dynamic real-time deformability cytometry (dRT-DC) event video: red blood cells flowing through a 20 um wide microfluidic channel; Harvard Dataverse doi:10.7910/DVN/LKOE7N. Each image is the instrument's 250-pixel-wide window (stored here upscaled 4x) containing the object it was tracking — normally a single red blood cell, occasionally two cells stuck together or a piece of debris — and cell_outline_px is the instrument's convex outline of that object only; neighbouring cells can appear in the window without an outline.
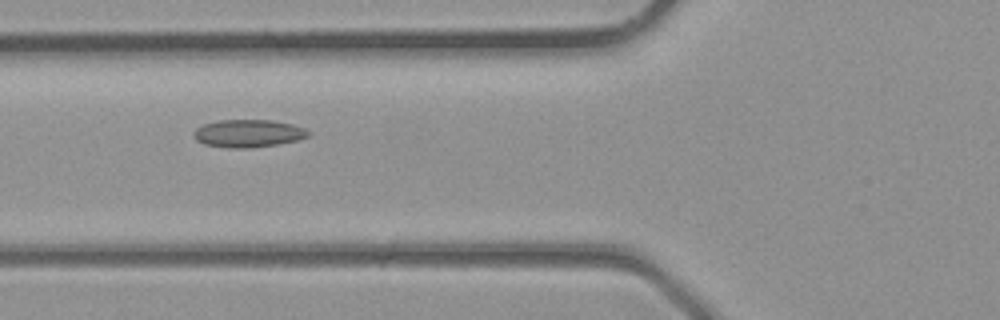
{"species": "common noctule bat (a hibernating species)", "species_latin": "Nyctalus noctula", "temperature_condition": "room temperature", "stored_images_in_passage": 3, "camera_frame_rate_fps": 3000, "um_per_image_px": 0.085, "animal": {"sex": "male", "body_mass_g": 23.1, "forearm_length_mm": 52.7}, "frame": {"image": 1, "passage_image": 3, "time_ms": 0.667, "image_size_px": [1000, 320], "cell_outline_px": [[312, 132], [308, 136], [296, 140], [276, 144], [244, 148], [228, 148], [204, 144], [196, 140], [192, 136], [192, 132], [196, 128], [204, 124], [220, 120], [272, 120], [292, 124], [304, 128]], "centroid_in_image_um": [21.07, 11.33], "position_along_channel_um": 104.7, "area_um2": 18.44}}